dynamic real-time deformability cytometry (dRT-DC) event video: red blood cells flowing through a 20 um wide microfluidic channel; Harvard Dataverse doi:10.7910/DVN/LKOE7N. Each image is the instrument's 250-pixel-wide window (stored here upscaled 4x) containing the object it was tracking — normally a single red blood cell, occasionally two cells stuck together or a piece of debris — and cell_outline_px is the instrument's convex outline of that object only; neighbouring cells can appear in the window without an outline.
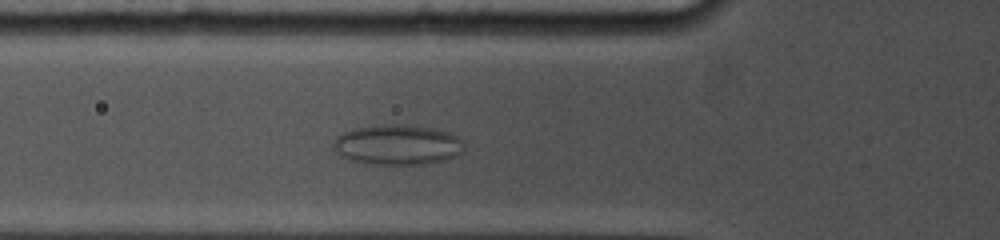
{"species": "common noctule bat (a hibernating species)", "species_latin": "Nyctalus noctula", "temperature_condition": "cold", "stored_images_in_passage": 32, "camera_frame_rate_fps": 5000, "um_per_image_px": 0.085, "animal": {"sex": "female", "body_mass_g": 19.0, "forearm_length_mm": 53.3}, "frame": {"image": 1, "passage_image": 10, "time_ms": 4.0, "image_size_px": [1000, 240], "cell_outline_px": [[464, 148], [456, 156], [444, 160], [424, 164], [368, 164], [352, 160], [344, 156], [332, 148], [332, 144], [336, 136], [352, 128], [372, 124], [400, 124], [432, 128], [448, 132], [464, 140]], "centroid_in_image_um": [33.77, 12.29], "position_along_channel_um": 92.0, "area_um2": 30.81}}
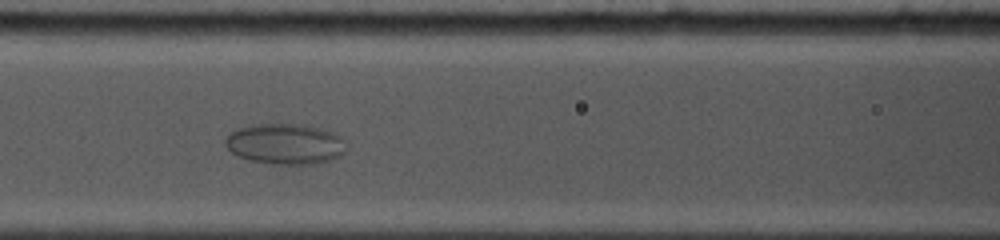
{"frame": {"image": 2, "passage_image": 13, "time_ms": 5.4, "image_size_px": [1000, 240], "cell_outline_px": [[344, 152], [328, 160], [316, 164], [276, 164], [248, 160], [232, 152], [224, 144], [224, 140], [232, 132], [240, 128], [252, 124], [304, 124], [320, 128], [332, 132], [340, 136], [344, 140]], "centroid_in_image_um": [24.23, 12.22], "position_along_channel_um": 142.4, "area_um2": 28.38}}
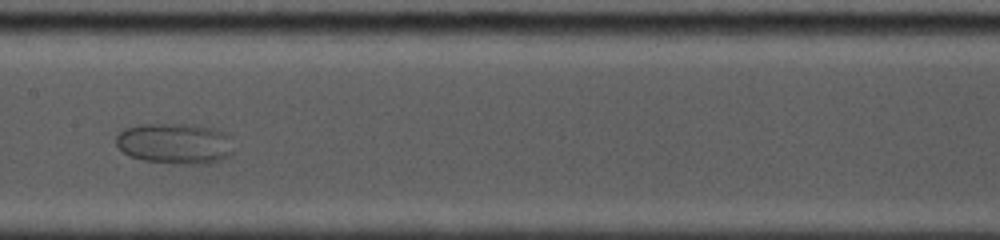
{"frame": {"image": 3, "passage_image": 16, "time_ms": 6.8, "image_size_px": [1000, 240], "cell_outline_px": [[232, 152], [228, 156], [220, 160], [208, 164], [192, 164], [144, 160], [132, 156], [124, 152], [116, 144], [116, 136], [124, 128], [140, 124], [192, 124], [212, 128], [224, 132]], "centroid_in_image_um": [14.82, 12.18], "position_along_channel_um": 192.6, "area_um2": 27.46}}